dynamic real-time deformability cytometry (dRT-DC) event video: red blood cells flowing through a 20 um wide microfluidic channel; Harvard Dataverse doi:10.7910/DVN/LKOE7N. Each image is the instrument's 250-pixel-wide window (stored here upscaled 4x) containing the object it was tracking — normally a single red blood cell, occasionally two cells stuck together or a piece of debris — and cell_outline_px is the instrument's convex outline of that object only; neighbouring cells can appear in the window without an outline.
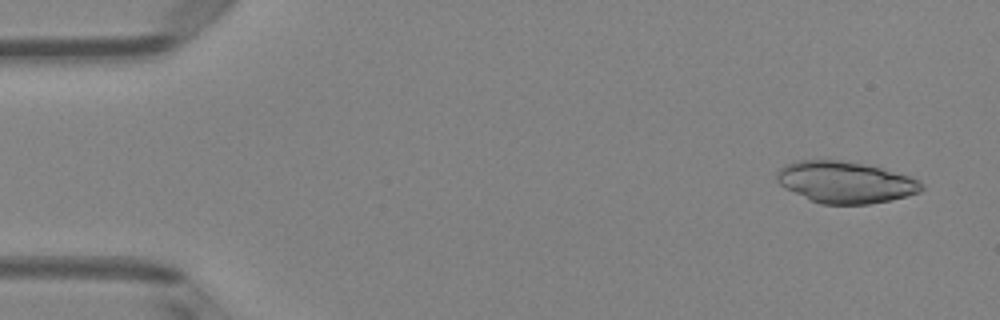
{"species": "Egyptian fruit bat (a non-hibernating species)", "species_latin": "Rousettus aegyptiacus", "temperature_condition": "room temperature", "stored_images_in_passage": 50, "camera_frame_rate_fps": 3000, "um_per_image_px": 0.085, "animal": {"sex": "female"}, "frame": {"image": 1, "passage_image": 3, "time_ms": 0.667, "image_size_px": [1000, 320], "cell_outline_px": [[924, 188], [920, 192], [908, 196], [868, 204], [820, 204], [784, 188], [776, 180], [776, 172], [784, 164], [796, 160], [836, 160], [884, 168], [908, 176], [924, 184]], "centroid_in_image_um": [71.82, 15.49], "position_along_channel_um": 13.2, "area_um2": 34.97}}